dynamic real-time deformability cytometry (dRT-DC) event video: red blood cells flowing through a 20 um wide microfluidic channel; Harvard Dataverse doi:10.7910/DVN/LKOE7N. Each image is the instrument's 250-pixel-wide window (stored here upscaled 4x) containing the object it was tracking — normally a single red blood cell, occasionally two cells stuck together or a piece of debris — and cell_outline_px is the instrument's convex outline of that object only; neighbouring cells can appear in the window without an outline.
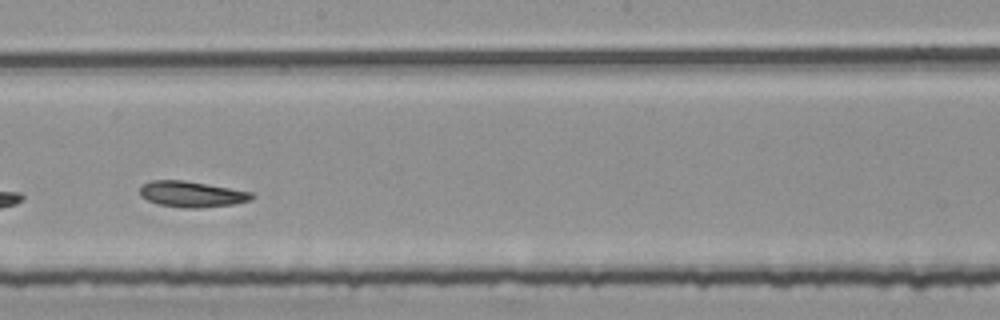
{"species": "common noctule bat (a hibernating species)", "species_latin": "Nyctalus noctula", "temperature_condition": "room temperature", "stored_images_in_passage": 22, "camera_frame_rate_fps": 3000, "um_per_image_px": 0.085, "animal": {"sex": "female", "body_mass_g": 25.1}, "frame": {"image": 1, "passage_image": 16, "time_ms": 5.0, "image_size_px": [1000, 320], "cell_outline_px": [[256, 196], [252, 200], [232, 204], [200, 208], [184, 208], [160, 204], [148, 200], [140, 196], [140, 184], [148, 180], [184, 180], [252, 192]], "centroid_in_image_um": [16.28, 16.49], "position_along_channel_um": 231.9, "area_um2": 16.94}}
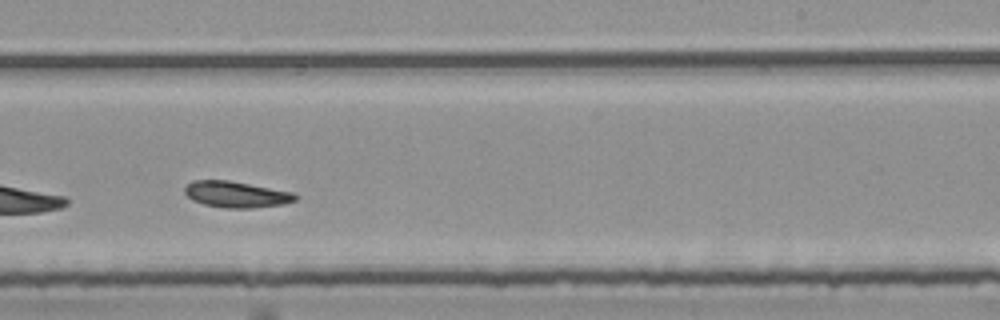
{"frame": {"image": 2, "passage_image": 19, "time_ms": 6.0, "image_size_px": [1000, 320], "cell_outline_px": [[300, 196], [296, 200], [284, 204], [252, 208], [224, 208], [204, 204], [192, 200], [184, 192], [184, 188], [192, 180], [228, 180], [292, 192]], "centroid_in_image_um": [20.08, 16.53], "position_along_channel_um": 268.9, "area_um2": 16.88}}